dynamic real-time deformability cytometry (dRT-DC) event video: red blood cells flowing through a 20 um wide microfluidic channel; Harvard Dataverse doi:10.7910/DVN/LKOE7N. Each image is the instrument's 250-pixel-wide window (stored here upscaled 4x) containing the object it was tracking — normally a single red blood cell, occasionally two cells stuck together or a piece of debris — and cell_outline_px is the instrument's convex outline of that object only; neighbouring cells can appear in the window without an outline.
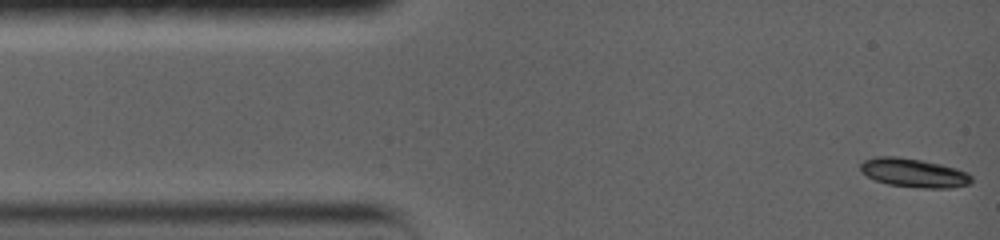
{"species": "common noctule bat (a hibernating species)", "species_latin": "Nyctalus noctula", "temperature_condition": "warm", "stored_images_in_passage": 27, "camera_frame_rate_fps": 5000, "um_per_image_px": 0.085, "animal": {"sex": "female", "body_mass_g": 19.0, "forearm_length_mm": 56.7}, "frame": {"image": 1, "passage_image": 1, "time_ms": 0.0, "image_size_px": [1000, 240], "cell_outline_px": [[972, 180], [968, 184], [952, 188], [920, 188], [888, 184], [876, 180], [860, 172], [860, 164], [864, 160], [876, 156], [896, 156], [920, 160], [940, 164], [956, 168], [968, 172], [972, 176]], "centroid_in_image_um": [77.67, 14.69], "position_along_channel_um": 7.3, "area_um2": 18.67}}
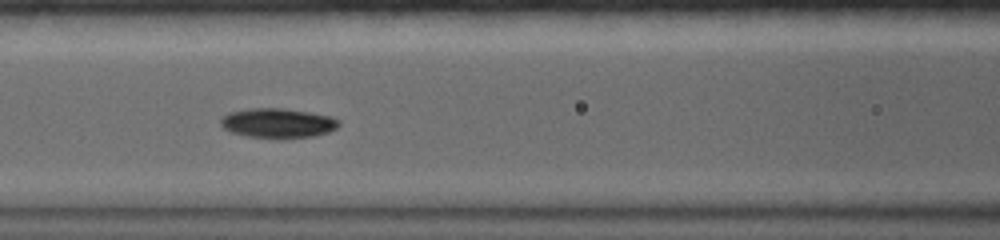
{"frame": {"image": 2, "passage_image": 11, "time_ms": 5.6, "image_size_px": [1000, 240], "cell_outline_px": [[340, 124], [336, 128], [328, 132], [312, 136], [284, 140], [272, 140], [244, 136], [232, 132], [224, 128], [224, 120], [228, 116], [236, 112], [300, 112], [328, 116], [336, 120]], "centroid_in_image_um": [23.72, 10.61], "position_along_channel_um": 142.9, "area_um2": 18.55}}
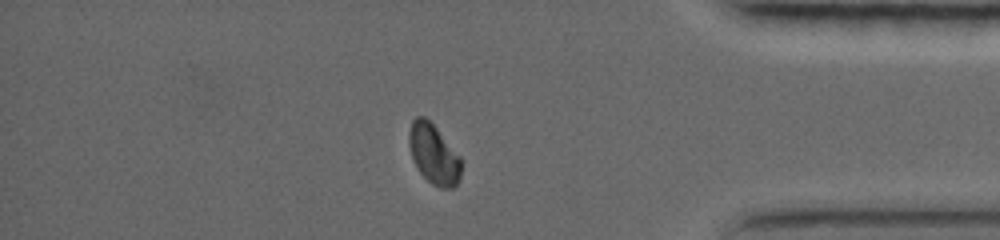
{"frame": {"image": 3, "passage_image": 24, "time_ms": 13.0, "image_size_px": [1000, 240], "cell_outline_px": [[460, 176], [456, 184], [452, 188], [440, 188], [432, 184], [416, 168], [408, 144], [408, 132], [412, 120], [416, 116], [424, 116], [436, 128], [460, 156]], "centroid_in_image_um": [36.83, 13.09], "position_along_channel_um": 398.4, "area_um2": 18.03}, "authors_computed_cell_mechanics": {"area_um2": 18.6694, "velocity_mm_per_s": 3.7731, "shape_relaxation_time_tau1_ms": 8.5459, "shape_relaxation_time_tau2_ms": null, "deformation_change_tau1": 0.1842, "deformation_change_tau2": null}}